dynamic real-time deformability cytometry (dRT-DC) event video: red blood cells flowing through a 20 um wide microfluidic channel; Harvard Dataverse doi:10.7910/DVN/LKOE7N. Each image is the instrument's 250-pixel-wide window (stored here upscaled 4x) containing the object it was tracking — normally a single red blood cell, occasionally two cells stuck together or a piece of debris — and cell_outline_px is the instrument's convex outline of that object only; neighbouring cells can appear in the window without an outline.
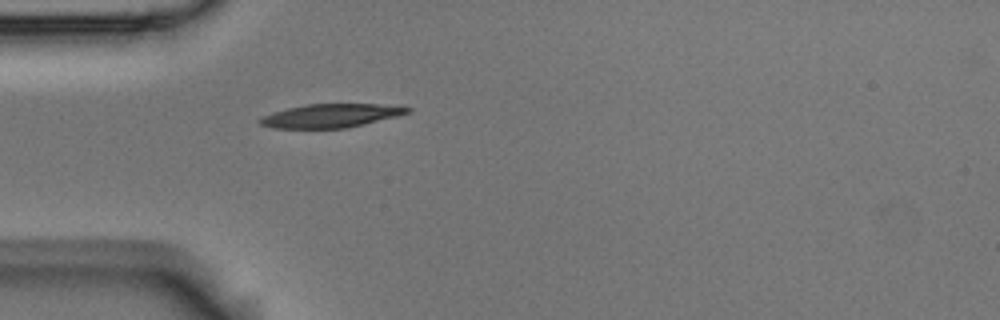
{"species": "Egyptian fruit bat (a non-hibernating species)", "species_latin": "Rousettus aegyptiacus", "temperature_condition": "room temperature", "stored_images_in_passage": 1, "camera_frame_rate_fps": 3000, "um_per_image_px": 0.085, "animal": {"sex": "male"}, "frame": {"image": 1, "passage_image": 1, "time_ms": 0.0, "image_size_px": [1000, 320], "cell_outline_px": [[412, 108], [408, 112], [396, 116], [348, 128], [272, 128], [260, 124], [256, 120], [260, 116], [288, 108], [308, 104], [380, 104]], "centroid_in_image_um": [28.05, 9.84], "position_along_channel_um": 57.0, "area_um2": 20.11}}